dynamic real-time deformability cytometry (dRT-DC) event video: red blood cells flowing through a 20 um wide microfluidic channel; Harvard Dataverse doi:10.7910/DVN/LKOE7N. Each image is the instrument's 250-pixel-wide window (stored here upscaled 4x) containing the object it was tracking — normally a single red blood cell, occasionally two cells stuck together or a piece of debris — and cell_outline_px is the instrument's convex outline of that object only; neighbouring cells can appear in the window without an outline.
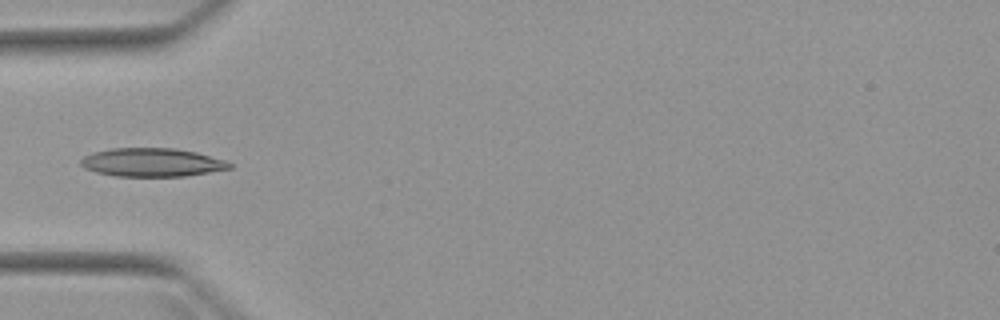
{"species": "Egyptian fruit bat (a non-hibernating species)", "species_latin": "Rousettus aegyptiacus", "temperature_condition": "warm", "stored_images_in_passage": 5, "camera_frame_rate_fps": 3000, "um_per_image_px": 0.085, "animal": {"sex": "female"}, "frame": {"image": 1, "passage_image": 4, "time_ms": 3.667, "image_size_px": [1000, 320], "cell_outline_px": [[232, 168], [184, 176], [116, 176], [96, 172], [84, 168], [80, 164], [80, 160], [84, 156], [92, 152], [112, 148], [176, 148], [196, 152], [224, 160], [232, 164]], "centroid_in_image_um": [12.88, 13.8], "position_along_channel_um": 72.1, "area_um2": 24.62}}
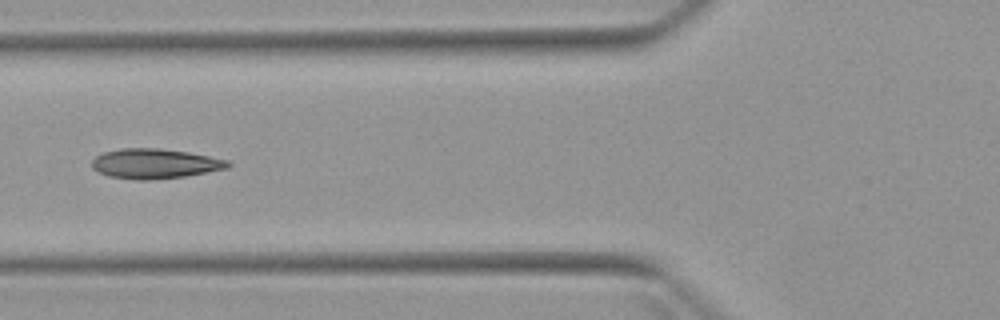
{"frame": {"image": 2, "passage_image": 5, "time_ms": 4.667, "image_size_px": [1000, 320], "cell_outline_px": [[232, 164], [228, 168], [184, 176], [152, 180], [136, 180], [108, 176], [96, 172], [92, 168], [92, 160], [96, 156], [104, 152], [120, 148], [160, 148], [188, 152], [228, 160]], "centroid_in_image_um": [13.13, 13.91], "position_along_channel_um": 112.7, "area_um2": 23.76}}